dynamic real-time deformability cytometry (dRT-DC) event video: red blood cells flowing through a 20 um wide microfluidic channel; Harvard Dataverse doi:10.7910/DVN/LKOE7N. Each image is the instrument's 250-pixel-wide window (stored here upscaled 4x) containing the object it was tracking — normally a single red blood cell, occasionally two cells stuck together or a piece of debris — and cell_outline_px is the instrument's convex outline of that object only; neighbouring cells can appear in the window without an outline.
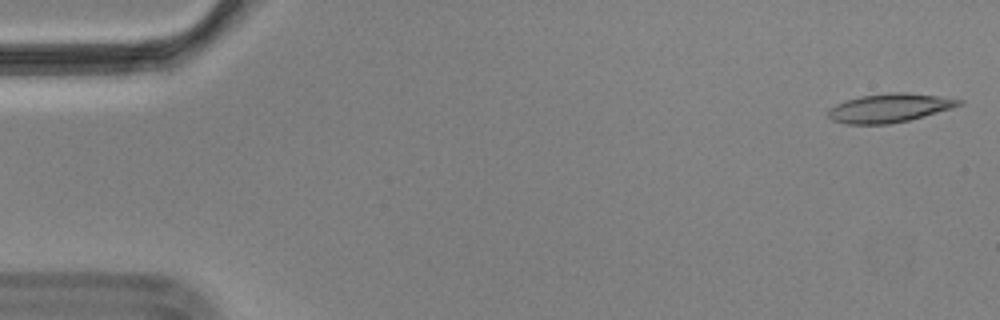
{"species": "Egyptian fruit bat (a non-hibernating species)", "species_latin": "Rousettus aegyptiacus", "temperature_condition": "cold", "stored_images_in_passage": 57, "camera_frame_rate_fps": 3000, "um_per_image_px": 0.085, "animal": {"sex": "male"}, "frame": {"image": 1, "passage_image": 2, "time_ms": 0.333, "image_size_px": [1000, 320], "cell_outline_px": [[964, 100], [960, 104], [952, 108], [924, 116], [908, 120], [888, 124], [844, 124], [832, 120], [828, 116], [828, 108], [836, 104], [860, 96], [888, 92], [904, 92], [940, 96]], "centroid_in_image_um": [75.58, 9.17], "position_along_channel_um": 9.4, "area_um2": 21.85}}
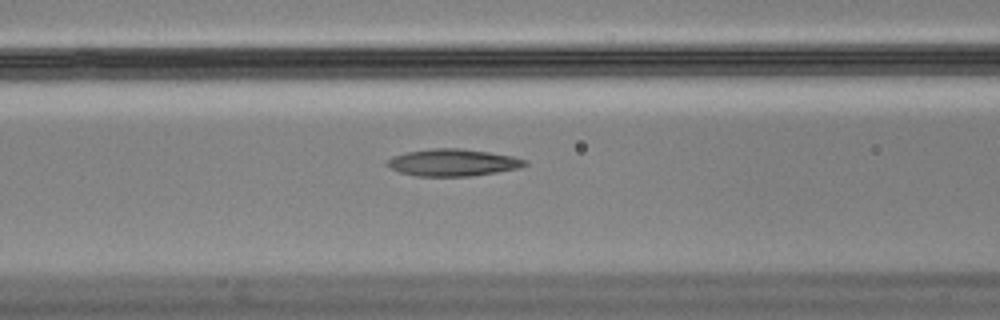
{"frame": {"image": 2, "passage_image": 23, "time_ms": 7.333, "image_size_px": [1000, 320], "cell_outline_px": [[528, 164], [520, 168], [472, 176], [416, 176], [400, 172], [384, 164], [392, 156], [408, 152], [432, 148], [460, 148], [488, 152], [512, 156], [528, 160]], "centroid_in_image_um": [38.51, 13.81], "position_along_channel_um": 128.1, "area_um2": 21.68}}
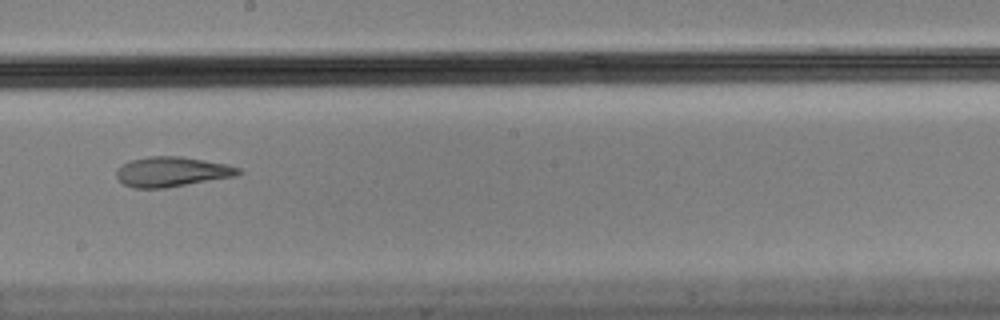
{"frame": {"image": 3, "passage_image": 32, "time_ms": 10.333, "image_size_px": [1000, 320], "cell_outline_px": [[244, 172], [236, 176], [164, 188], [132, 188], [124, 184], [116, 176], [116, 168], [132, 160], [148, 156], [180, 156], [228, 164], [240, 168]], "centroid_in_image_um": [14.63, 14.6], "position_along_channel_um": 233.6, "area_um2": 21.27}, "authors_computed_cell_mechanics": {"area_um2": 22.0796, "velocity_mm_per_s": 3.5182, "shape_relaxation_time_tau1_ms": null, "shape_relaxation_time_tau2_ms": 3.6032, "deformation_change_tau1": null, "deformation_change_tau2": 0.1179}}